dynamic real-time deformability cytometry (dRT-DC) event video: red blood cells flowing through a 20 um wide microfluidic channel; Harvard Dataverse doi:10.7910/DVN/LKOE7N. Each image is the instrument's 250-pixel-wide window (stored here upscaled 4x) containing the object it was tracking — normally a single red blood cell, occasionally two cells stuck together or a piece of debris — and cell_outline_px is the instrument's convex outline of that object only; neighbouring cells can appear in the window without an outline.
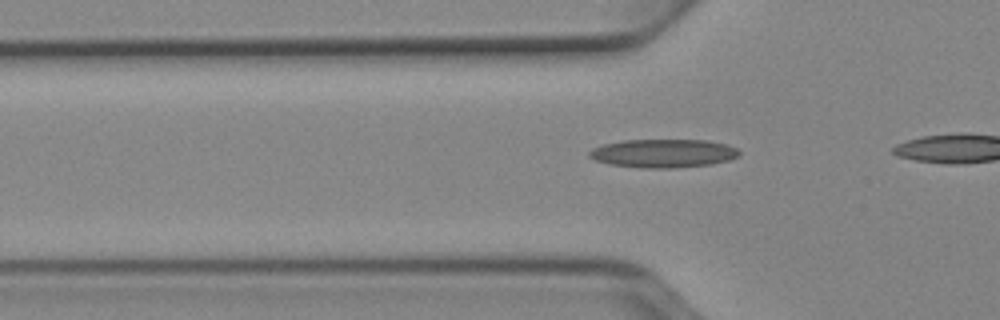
{"species": "Egyptian fruit bat (a non-hibernating species)", "species_latin": "Rousettus aegyptiacus", "temperature_condition": "cold", "stored_images_in_passage": 10, "camera_frame_rate_fps": 3000, "um_per_image_px": 0.085, "animal": {"sex": "female"}, "frame": {"image": 1, "passage_image": 7, "time_ms": 2.0, "image_size_px": [1000, 320], "cell_outline_px": [[740, 156], [728, 160], [712, 164], [672, 168], [640, 168], [608, 164], [596, 160], [588, 156], [588, 152], [592, 148], [604, 144], [624, 140], [708, 140], [728, 144], [736, 148], [740, 152]], "centroid_in_image_um": [56.39, 13.03], "position_along_channel_um": 69.4, "area_um2": 25.03}}